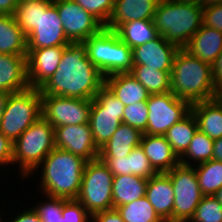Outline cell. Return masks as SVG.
<instances>
[{
    "instance_id": "e0dca14e",
    "label": "cell",
    "mask_w": 222,
    "mask_h": 222,
    "mask_svg": "<svg viewBox=\"0 0 222 222\" xmlns=\"http://www.w3.org/2000/svg\"><path fill=\"white\" fill-rule=\"evenodd\" d=\"M179 48L163 36L132 48L133 65H147L161 71H171Z\"/></svg>"
},
{
    "instance_id": "52a82bcc",
    "label": "cell",
    "mask_w": 222,
    "mask_h": 222,
    "mask_svg": "<svg viewBox=\"0 0 222 222\" xmlns=\"http://www.w3.org/2000/svg\"><path fill=\"white\" fill-rule=\"evenodd\" d=\"M41 97L38 88L10 94L1 118L0 131L13 143L42 116Z\"/></svg>"
},
{
    "instance_id": "5bb4252c",
    "label": "cell",
    "mask_w": 222,
    "mask_h": 222,
    "mask_svg": "<svg viewBox=\"0 0 222 222\" xmlns=\"http://www.w3.org/2000/svg\"><path fill=\"white\" fill-rule=\"evenodd\" d=\"M69 43L56 5L41 1L37 27L27 35V50L67 46Z\"/></svg>"
},
{
    "instance_id": "ffe728a7",
    "label": "cell",
    "mask_w": 222,
    "mask_h": 222,
    "mask_svg": "<svg viewBox=\"0 0 222 222\" xmlns=\"http://www.w3.org/2000/svg\"><path fill=\"white\" fill-rule=\"evenodd\" d=\"M145 196L164 222H172L174 189L166 173H157L148 179Z\"/></svg>"
},
{
    "instance_id": "30bf717a",
    "label": "cell",
    "mask_w": 222,
    "mask_h": 222,
    "mask_svg": "<svg viewBox=\"0 0 222 222\" xmlns=\"http://www.w3.org/2000/svg\"><path fill=\"white\" fill-rule=\"evenodd\" d=\"M174 189L172 222H188L205 196L200 190L193 166L179 164L166 172Z\"/></svg>"
},
{
    "instance_id": "d4e9b609",
    "label": "cell",
    "mask_w": 222,
    "mask_h": 222,
    "mask_svg": "<svg viewBox=\"0 0 222 222\" xmlns=\"http://www.w3.org/2000/svg\"><path fill=\"white\" fill-rule=\"evenodd\" d=\"M198 130L215 140L222 137V103L217 99L191 105Z\"/></svg>"
},
{
    "instance_id": "484cf974",
    "label": "cell",
    "mask_w": 222,
    "mask_h": 222,
    "mask_svg": "<svg viewBox=\"0 0 222 222\" xmlns=\"http://www.w3.org/2000/svg\"><path fill=\"white\" fill-rule=\"evenodd\" d=\"M142 134L138 129L121 123L109 141L99 149V157H125L140 145Z\"/></svg>"
},
{
    "instance_id": "f1b7e54d",
    "label": "cell",
    "mask_w": 222,
    "mask_h": 222,
    "mask_svg": "<svg viewBox=\"0 0 222 222\" xmlns=\"http://www.w3.org/2000/svg\"><path fill=\"white\" fill-rule=\"evenodd\" d=\"M115 32L131 49L159 36L153 20H134L121 24Z\"/></svg>"
},
{
    "instance_id": "ee69618b",
    "label": "cell",
    "mask_w": 222,
    "mask_h": 222,
    "mask_svg": "<svg viewBox=\"0 0 222 222\" xmlns=\"http://www.w3.org/2000/svg\"><path fill=\"white\" fill-rule=\"evenodd\" d=\"M92 222H125L117 209L100 211L92 215Z\"/></svg>"
},
{
    "instance_id": "277c9868",
    "label": "cell",
    "mask_w": 222,
    "mask_h": 222,
    "mask_svg": "<svg viewBox=\"0 0 222 222\" xmlns=\"http://www.w3.org/2000/svg\"><path fill=\"white\" fill-rule=\"evenodd\" d=\"M153 23L159 35L183 49L203 25V7L194 3L159 0Z\"/></svg>"
},
{
    "instance_id": "74e56055",
    "label": "cell",
    "mask_w": 222,
    "mask_h": 222,
    "mask_svg": "<svg viewBox=\"0 0 222 222\" xmlns=\"http://www.w3.org/2000/svg\"><path fill=\"white\" fill-rule=\"evenodd\" d=\"M148 115L149 111L146 102L134 103L124 106L122 122L144 133L146 131Z\"/></svg>"
},
{
    "instance_id": "ba28073f",
    "label": "cell",
    "mask_w": 222,
    "mask_h": 222,
    "mask_svg": "<svg viewBox=\"0 0 222 222\" xmlns=\"http://www.w3.org/2000/svg\"><path fill=\"white\" fill-rule=\"evenodd\" d=\"M113 174L102 160L88 161L85 165L79 194L76 198L85 209L94 213L113 209Z\"/></svg>"
},
{
    "instance_id": "4fadbf2b",
    "label": "cell",
    "mask_w": 222,
    "mask_h": 222,
    "mask_svg": "<svg viewBox=\"0 0 222 222\" xmlns=\"http://www.w3.org/2000/svg\"><path fill=\"white\" fill-rule=\"evenodd\" d=\"M63 30L71 43L84 42L105 26L73 0H54Z\"/></svg>"
},
{
    "instance_id": "7c38bea8",
    "label": "cell",
    "mask_w": 222,
    "mask_h": 222,
    "mask_svg": "<svg viewBox=\"0 0 222 222\" xmlns=\"http://www.w3.org/2000/svg\"><path fill=\"white\" fill-rule=\"evenodd\" d=\"M92 100L42 95V117L55 127L89 123Z\"/></svg>"
},
{
    "instance_id": "7402d4cb",
    "label": "cell",
    "mask_w": 222,
    "mask_h": 222,
    "mask_svg": "<svg viewBox=\"0 0 222 222\" xmlns=\"http://www.w3.org/2000/svg\"><path fill=\"white\" fill-rule=\"evenodd\" d=\"M159 0H115L114 10L105 28L116 30L134 20H153Z\"/></svg>"
},
{
    "instance_id": "2e32d148",
    "label": "cell",
    "mask_w": 222,
    "mask_h": 222,
    "mask_svg": "<svg viewBox=\"0 0 222 222\" xmlns=\"http://www.w3.org/2000/svg\"><path fill=\"white\" fill-rule=\"evenodd\" d=\"M66 47L53 46L27 50V76L30 88L39 89L52 77Z\"/></svg>"
},
{
    "instance_id": "83f0119b",
    "label": "cell",
    "mask_w": 222,
    "mask_h": 222,
    "mask_svg": "<svg viewBox=\"0 0 222 222\" xmlns=\"http://www.w3.org/2000/svg\"><path fill=\"white\" fill-rule=\"evenodd\" d=\"M148 179L129 175L114 176L112 184L113 208L145 197Z\"/></svg>"
},
{
    "instance_id": "4dcf8cb0",
    "label": "cell",
    "mask_w": 222,
    "mask_h": 222,
    "mask_svg": "<svg viewBox=\"0 0 222 222\" xmlns=\"http://www.w3.org/2000/svg\"><path fill=\"white\" fill-rule=\"evenodd\" d=\"M170 72L148 68L147 65H133L130 71L150 95L171 92Z\"/></svg>"
},
{
    "instance_id": "7a4b0ae2",
    "label": "cell",
    "mask_w": 222,
    "mask_h": 222,
    "mask_svg": "<svg viewBox=\"0 0 222 222\" xmlns=\"http://www.w3.org/2000/svg\"><path fill=\"white\" fill-rule=\"evenodd\" d=\"M86 163L85 159L55 147L30 176L41 172L42 195L76 199Z\"/></svg>"
},
{
    "instance_id": "ab89813d",
    "label": "cell",
    "mask_w": 222,
    "mask_h": 222,
    "mask_svg": "<svg viewBox=\"0 0 222 222\" xmlns=\"http://www.w3.org/2000/svg\"><path fill=\"white\" fill-rule=\"evenodd\" d=\"M92 215L76 199H64L60 222H92Z\"/></svg>"
},
{
    "instance_id": "bcb514c9",
    "label": "cell",
    "mask_w": 222,
    "mask_h": 222,
    "mask_svg": "<svg viewBox=\"0 0 222 222\" xmlns=\"http://www.w3.org/2000/svg\"><path fill=\"white\" fill-rule=\"evenodd\" d=\"M18 3V0H0V14L13 15Z\"/></svg>"
},
{
    "instance_id": "db71d44e",
    "label": "cell",
    "mask_w": 222,
    "mask_h": 222,
    "mask_svg": "<svg viewBox=\"0 0 222 222\" xmlns=\"http://www.w3.org/2000/svg\"><path fill=\"white\" fill-rule=\"evenodd\" d=\"M222 103V89L219 90L218 95L216 97Z\"/></svg>"
},
{
    "instance_id": "816d5d0a",
    "label": "cell",
    "mask_w": 222,
    "mask_h": 222,
    "mask_svg": "<svg viewBox=\"0 0 222 222\" xmlns=\"http://www.w3.org/2000/svg\"><path fill=\"white\" fill-rule=\"evenodd\" d=\"M214 196L222 204V187L217 190Z\"/></svg>"
},
{
    "instance_id": "e575fe53",
    "label": "cell",
    "mask_w": 222,
    "mask_h": 222,
    "mask_svg": "<svg viewBox=\"0 0 222 222\" xmlns=\"http://www.w3.org/2000/svg\"><path fill=\"white\" fill-rule=\"evenodd\" d=\"M41 1L19 2L13 14L18 26L27 36L37 27Z\"/></svg>"
},
{
    "instance_id": "ac0fdd59",
    "label": "cell",
    "mask_w": 222,
    "mask_h": 222,
    "mask_svg": "<svg viewBox=\"0 0 222 222\" xmlns=\"http://www.w3.org/2000/svg\"><path fill=\"white\" fill-rule=\"evenodd\" d=\"M29 88L27 56L0 54V91L18 93Z\"/></svg>"
},
{
    "instance_id": "603a6c76",
    "label": "cell",
    "mask_w": 222,
    "mask_h": 222,
    "mask_svg": "<svg viewBox=\"0 0 222 222\" xmlns=\"http://www.w3.org/2000/svg\"><path fill=\"white\" fill-rule=\"evenodd\" d=\"M184 49L212 65L222 52V32L203 24Z\"/></svg>"
},
{
    "instance_id": "6da1fadb",
    "label": "cell",
    "mask_w": 222,
    "mask_h": 222,
    "mask_svg": "<svg viewBox=\"0 0 222 222\" xmlns=\"http://www.w3.org/2000/svg\"><path fill=\"white\" fill-rule=\"evenodd\" d=\"M105 77L89 60L83 42L69 43L52 77L39 89L42 95L94 99Z\"/></svg>"
},
{
    "instance_id": "8992f818",
    "label": "cell",
    "mask_w": 222,
    "mask_h": 222,
    "mask_svg": "<svg viewBox=\"0 0 222 222\" xmlns=\"http://www.w3.org/2000/svg\"><path fill=\"white\" fill-rule=\"evenodd\" d=\"M83 44L86 46L89 60L104 77L132 70V49L114 30L104 27L99 33L86 39Z\"/></svg>"
},
{
    "instance_id": "44dd1931",
    "label": "cell",
    "mask_w": 222,
    "mask_h": 222,
    "mask_svg": "<svg viewBox=\"0 0 222 222\" xmlns=\"http://www.w3.org/2000/svg\"><path fill=\"white\" fill-rule=\"evenodd\" d=\"M140 145L157 173H166L180 164L165 136L142 134Z\"/></svg>"
},
{
    "instance_id": "d6986e66",
    "label": "cell",
    "mask_w": 222,
    "mask_h": 222,
    "mask_svg": "<svg viewBox=\"0 0 222 222\" xmlns=\"http://www.w3.org/2000/svg\"><path fill=\"white\" fill-rule=\"evenodd\" d=\"M113 176L133 174L149 179L157 174L151 166L149 159L141 145L134 147L128 156L121 157H98Z\"/></svg>"
},
{
    "instance_id": "f907efd6",
    "label": "cell",
    "mask_w": 222,
    "mask_h": 222,
    "mask_svg": "<svg viewBox=\"0 0 222 222\" xmlns=\"http://www.w3.org/2000/svg\"><path fill=\"white\" fill-rule=\"evenodd\" d=\"M167 1H179V2L194 3L201 6L203 5V0H167Z\"/></svg>"
},
{
    "instance_id": "681fc988",
    "label": "cell",
    "mask_w": 222,
    "mask_h": 222,
    "mask_svg": "<svg viewBox=\"0 0 222 222\" xmlns=\"http://www.w3.org/2000/svg\"><path fill=\"white\" fill-rule=\"evenodd\" d=\"M220 3H222V0H203L202 7H209Z\"/></svg>"
},
{
    "instance_id": "b9f144b4",
    "label": "cell",
    "mask_w": 222,
    "mask_h": 222,
    "mask_svg": "<svg viewBox=\"0 0 222 222\" xmlns=\"http://www.w3.org/2000/svg\"><path fill=\"white\" fill-rule=\"evenodd\" d=\"M14 143L0 131V166H13Z\"/></svg>"
},
{
    "instance_id": "c3c4849f",
    "label": "cell",
    "mask_w": 222,
    "mask_h": 222,
    "mask_svg": "<svg viewBox=\"0 0 222 222\" xmlns=\"http://www.w3.org/2000/svg\"><path fill=\"white\" fill-rule=\"evenodd\" d=\"M11 93L0 91V122Z\"/></svg>"
},
{
    "instance_id": "9c48e42d",
    "label": "cell",
    "mask_w": 222,
    "mask_h": 222,
    "mask_svg": "<svg viewBox=\"0 0 222 222\" xmlns=\"http://www.w3.org/2000/svg\"><path fill=\"white\" fill-rule=\"evenodd\" d=\"M124 104L104 85L92 99L89 125L95 145L104 146L122 123Z\"/></svg>"
},
{
    "instance_id": "60d3db41",
    "label": "cell",
    "mask_w": 222,
    "mask_h": 222,
    "mask_svg": "<svg viewBox=\"0 0 222 222\" xmlns=\"http://www.w3.org/2000/svg\"><path fill=\"white\" fill-rule=\"evenodd\" d=\"M203 24L222 32V3L203 7Z\"/></svg>"
},
{
    "instance_id": "cb8c5ba5",
    "label": "cell",
    "mask_w": 222,
    "mask_h": 222,
    "mask_svg": "<svg viewBox=\"0 0 222 222\" xmlns=\"http://www.w3.org/2000/svg\"><path fill=\"white\" fill-rule=\"evenodd\" d=\"M105 86L124 106L147 102L150 95L130 72L116 73L105 77Z\"/></svg>"
},
{
    "instance_id": "d6a6232c",
    "label": "cell",
    "mask_w": 222,
    "mask_h": 222,
    "mask_svg": "<svg viewBox=\"0 0 222 222\" xmlns=\"http://www.w3.org/2000/svg\"><path fill=\"white\" fill-rule=\"evenodd\" d=\"M193 167L202 193L205 196H214L222 187V162L212 159Z\"/></svg>"
},
{
    "instance_id": "7dc6e473",
    "label": "cell",
    "mask_w": 222,
    "mask_h": 222,
    "mask_svg": "<svg viewBox=\"0 0 222 222\" xmlns=\"http://www.w3.org/2000/svg\"><path fill=\"white\" fill-rule=\"evenodd\" d=\"M213 160L222 162V137L214 140Z\"/></svg>"
},
{
    "instance_id": "d590c367",
    "label": "cell",
    "mask_w": 222,
    "mask_h": 222,
    "mask_svg": "<svg viewBox=\"0 0 222 222\" xmlns=\"http://www.w3.org/2000/svg\"><path fill=\"white\" fill-rule=\"evenodd\" d=\"M188 222H222V204L215 196H204Z\"/></svg>"
},
{
    "instance_id": "9a60e30c",
    "label": "cell",
    "mask_w": 222,
    "mask_h": 222,
    "mask_svg": "<svg viewBox=\"0 0 222 222\" xmlns=\"http://www.w3.org/2000/svg\"><path fill=\"white\" fill-rule=\"evenodd\" d=\"M56 148L68 151L87 162L98 159L99 149L94 143L89 123L54 128Z\"/></svg>"
},
{
    "instance_id": "f6af8a7d",
    "label": "cell",
    "mask_w": 222,
    "mask_h": 222,
    "mask_svg": "<svg viewBox=\"0 0 222 222\" xmlns=\"http://www.w3.org/2000/svg\"><path fill=\"white\" fill-rule=\"evenodd\" d=\"M212 76L215 86L218 90L222 89V52L217 56L215 62L212 64Z\"/></svg>"
},
{
    "instance_id": "f546056e",
    "label": "cell",
    "mask_w": 222,
    "mask_h": 222,
    "mask_svg": "<svg viewBox=\"0 0 222 222\" xmlns=\"http://www.w3.org/2000/svg\"><path fill=\"white\" fill-rule=\"evenodd\" d=\"M197 130V121L193 113L190 112L181 121L174 123L164 136L173 151L180 157L187 150Z\"/></svg>"
},
{
    "instance_id": "7bdbcfd3",
    "label": "cell",
    "mask_w": 222,
    "mask_h": 222,
    "mask_svg": "<svg viewBox=\"0 0 222 222\" xmlns=\"http://www.w3.org/2000/svg\"><path fill=\"white\" fill-rule=\"evenodd\" d=\"M10 218H11L10 219L11 221L8 219L6 221H8V222H42L40 220L38 213L34 210L32 205L30 208L22 210L20 212V214L18 212V214H16V216L10 217ZM2 220H3V218L0 215V222H2ZM3 222H5V221H3Z\"/></svg>"
},
{
    "instance_id": "3957f363",
    "label": "cell",
    "mask_w": 222,
    "mask_h": 222,
    "mask_svg": "<svg viewBox=\"0 0 222 222\" xmlns=\"http://www.w3.org/2000/svg\"><path fill=\"white\" fill-rule=\"evenodd\" d=\"M170 86L177 98L191 105L215 99L219 92L212 76V65L191 55L184 48L175 55Z\"/></svg>"
},
{
    "instance_id": "f5cc1de1",
    "label": "cell",
    "mask_w": 222,
    "mask_h": 222,
    "mask_svg": "<svg viewBox=\"0 0 222 222\" xmlns=\"http://www.w3.org/2000/svg\"><path fill=\"white\" fill-rule=\"evenodd\" d=\"M26 1H43V2H53L54 0H18V2H26Z\"/></svg>"
},
{
    "instance_id": "836d02e7",
    "label": "cell",
    "mask_w": 222,
    "mask_h": 222,
    "mask_svg": "<svg viewBox=\"0 0 222 222\" xmlns=\"http://www.w3.org/2000/svg\"><path fill=\"white\" fill-rule=\"evenodd\" d=\"M116 209L125 222H164L146 196Z\"/></svg>"
},
{
    "instance_id": "f35d334b",
    "label": "cell",
    "mask_w": 222,
    "mask_h": 222,
    "mask_svg": "<svg viewBox=\"0 0 222 222\" xmlns=\"http://www.w3.org/2000/svg\"><path fill=\"white\" fill-rule=\"evenodd\" d=\"M83 9L97 18L104 26L110 20L114 10L115 0H73Z\"/></svg>"
},
{
    "instance_id": "8fae6325",
    "label": "cell",
    "mask_w": 222,
    "mask_h": 222,
    "mask_svg": "<svg viewBox=\"0 0 222 222\" xmlns=\"http://www.w3.org/2000/svg\"><path fill=\"white\" fill-rule=\"evenodd\" d=\"M146 131L143 134L164 136L167 130L191 112L188 101L177 98L172 92L149 95Z\"/></svg>"
},
{
    "instance_id": "4316f807",
    "label": "cell",
    "mask_w": 222,
    "mask_h": 222,
    "mask_svg": "<svg viewBox=\"0 0 222 222\" xmlns=\"http://www.w3.org/2000/svg\"><path fill=\"white\" fill-rule=\"evenodd\" d=\"M0 54L27 56V36L13 15L0 14Z\"/></svg>"
},
{
    "instance_id": "8d00e7d4",
    "label": "cell",
    "mask_w": 222,
    "mask_h": 222,
    "mask_svg": "<svg viewBox=\"0 0 222 222\" xmlns=\"http://www.w3.org/2000/svg\"><path fill=\"white\" fill-rule=\"evenodd\" d=\"M44 200L33 206L42 222H60L62 218L63 198L45 195Z\"/></svg>"
},
{
    "instance_id": "5b68a950",
    "label": "cell",
    "mask_w": 222,
    "mask_h": 222,
    "mask_svg": "<svg viewBox=\"0 0 222 222\" xmlns=\"http://www.w3.org/2000/svg\"><path fill=\"white\" fill-rule=\"evenodd\" d=\"M54 128L42 116L23 132L13 145V166L18 165L23 180L42 163L55 148Z\"/></svg>"
},
{
    "instance_id": "1f68e13d",
    "label": "cell",
    "mask_w": 222,
    "mask_h": 222,
    "mask_svg": "<svg viewBox=\"0 0 222 222\" xmlns=\"http://www.w3.org/2000/svg\"><path fill=\"white\" fill-rule=\"evenodd\" d=\"M214 140L197 130L187 150L179 157L180 164L194 166L213 159ZM193 161V163H191ZM195 163V164H194Z\"/></svg>"
}]
</instances>
